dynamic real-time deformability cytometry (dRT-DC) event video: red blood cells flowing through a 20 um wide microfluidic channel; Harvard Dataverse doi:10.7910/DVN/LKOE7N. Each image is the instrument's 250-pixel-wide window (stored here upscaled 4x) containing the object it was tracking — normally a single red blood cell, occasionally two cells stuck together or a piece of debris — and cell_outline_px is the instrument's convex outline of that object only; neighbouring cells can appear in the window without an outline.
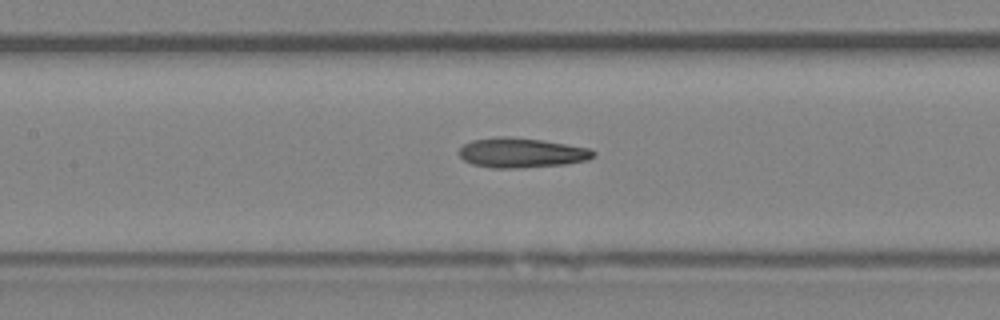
{"species": "Egyptian fruit bat (a non-hibernating species)", "species_latin": "Rousettus aegyptiacus", "temperature_condition": "room temperature", "stored_images_in_passage": 7, "camera_frame_rate_fps": 3000, "um_per_image_px": 0.085, "animal": {"sex": "female"}, "frame": {"image": 1, "passage_image": 7, "time_ms": 7.0, "image_size_px": [1000, 320], "cell_outline_px": [[596, 156], [588, 160], [564, 164], [520, 168], [492, 168], [472, 164], [464, 160], [460, 156], [460, 148], [464, 144], [472, 140], [496, 136], [508, 136], [540, 140], [592, 148], [596, 152]], "centroid_in_image_um": [44.35, 12.98], "position_along_channel_um": 163.0, "area_um2": 23.41}}